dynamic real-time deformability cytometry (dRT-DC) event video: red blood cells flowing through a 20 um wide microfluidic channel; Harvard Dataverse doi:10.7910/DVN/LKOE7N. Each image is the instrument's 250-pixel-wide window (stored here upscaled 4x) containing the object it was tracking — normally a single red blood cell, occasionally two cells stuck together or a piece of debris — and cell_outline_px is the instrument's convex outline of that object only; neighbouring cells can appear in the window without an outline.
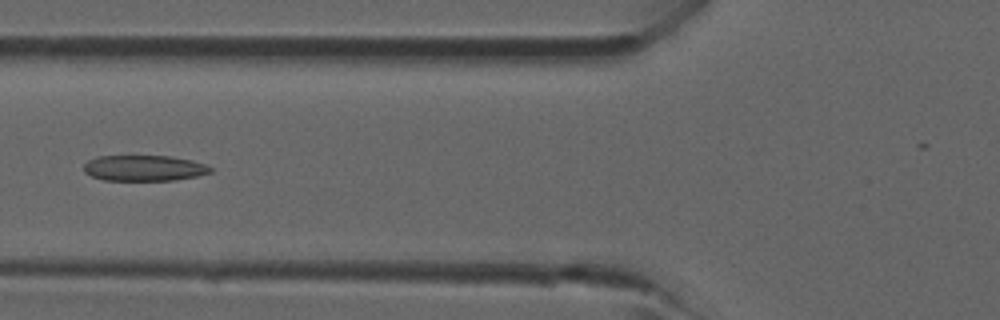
{"species": "common noctule bat (a hibernating species)", "species_latin": "Nyctalus noctula", "temperature_condition": "room temperature", "stored_images_in_passage": 4, "camera_frame_rate_fps": 3000, "um_per_image_px": 0.085, "animal": {"sex": "male", "forearm_length_mm": 52.5}, "frame": {"image": 1, "passage_image": 4, "time_ms": 3.333, "image_size_px": [1000, 320], "cell_outline_px": [[212, 172], [196, 176], [172, 180], [104, 180], [92, 176], [84, 172], [84, 164], [88, 160], [96, 156], [172, 156], [192, 160], [208, 164], [212, 168]], "centroid_in_image_um": [12.26, 14.28], "position_along_channel_um": 113.5, "area_um2": 19.07}}